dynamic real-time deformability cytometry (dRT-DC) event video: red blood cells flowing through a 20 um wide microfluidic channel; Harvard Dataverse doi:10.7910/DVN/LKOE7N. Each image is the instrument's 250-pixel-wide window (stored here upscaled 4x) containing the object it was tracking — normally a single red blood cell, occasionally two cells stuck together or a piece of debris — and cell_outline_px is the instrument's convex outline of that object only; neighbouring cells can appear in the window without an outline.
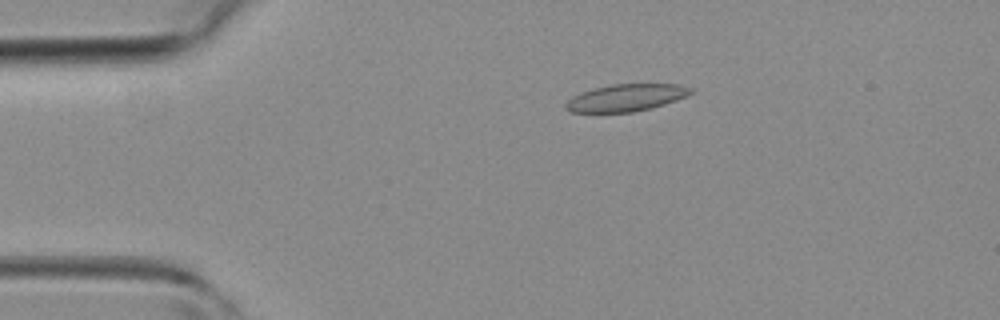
{"species": "common noctule bat (a hibernating species)", "species_latin": "Nyctalus noctula", "temperature_condition": "room temperature", "stored_images_in_passage": 36, "camera_frame_rate_fps": 3000, "um_per_image_px": 0.085, "animal": {"sex": "female", "body_mass_g": 19.3, "forearm_length_mm": 54.1}, "frame": {"image": 1, "passage_image": 2, "time_ms": 0.333, "image_size_px": [1000, 320], "cell_outline_px": [[696, 92], [688, 96], [652, 108], [632, 112], [572, 112], [564, 108], [564, 104], [572, 96], [580, 92], [592, 88], [612, 84], [680, 84], [692, 88]], "centroid_in_image_um": [53.23, 8.3], "position_along_channel_um": 31.8, "area_um2": 20.0}}
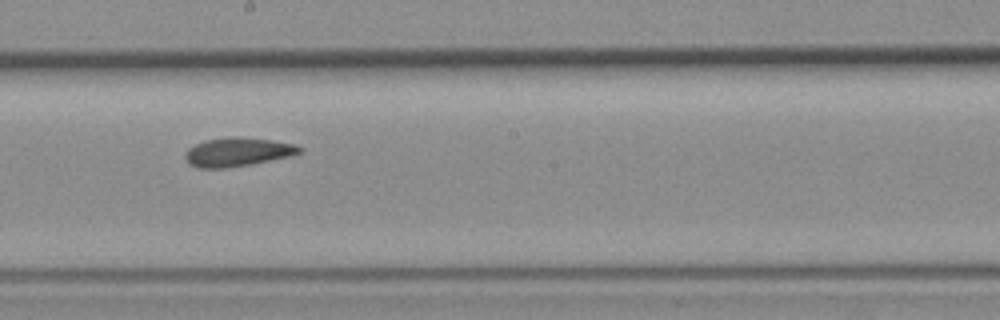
{"frame": {"image": 2, "passage_image": 17, "time_ms": 5.333, "image_size_px": [1000, 320], "cell_outline_px": [[304, 152], [292, 156], [252, 164], [228, 168], [200, 168], [188, 164], [184, 156], [184, 152], [188, 148], [204, 140], [236, 136], [240, 136], [272, 140], [296, 144], [304, 148]], "centroid_in_image_um": [20.23, 12.92], "position_along_channel_um": 228.0, "area_um2": 19.59}}
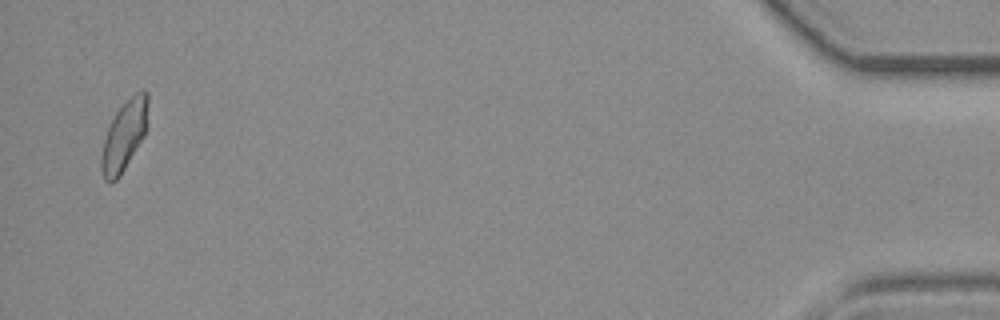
{"frame": {"image": 3, "passage_image": 35, "time_ms": 11.333, "image_size_px": [1000, 320], "cell_outline_px": [[148, 128], [144, 136], [120, 176], [116, 180], [104, 180], [100, 168], [100, 156], [104, 140], [108, 128], [116, 112], [140, 88], [144, 88], [148, 92]], "centroid_in_image_um": [10.59, 11.5], "position_along_channel_um": 424.6, "area_um2": 19.07}}